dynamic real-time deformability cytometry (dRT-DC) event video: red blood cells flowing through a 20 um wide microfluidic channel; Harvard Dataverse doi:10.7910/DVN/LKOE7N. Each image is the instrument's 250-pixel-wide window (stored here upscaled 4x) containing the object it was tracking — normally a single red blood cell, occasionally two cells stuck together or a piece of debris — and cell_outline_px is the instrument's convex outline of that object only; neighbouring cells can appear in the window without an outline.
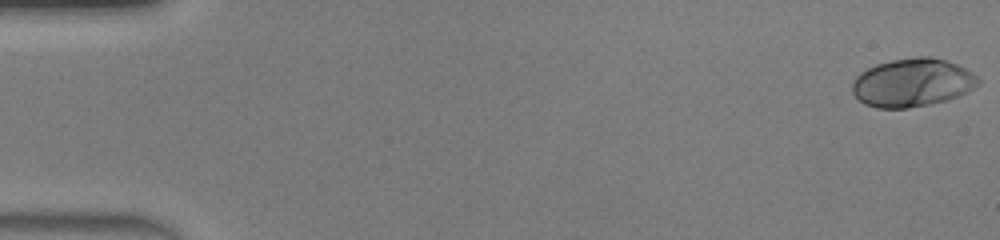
{"species": "human", "species_latin": "Homo sapiens", "temperature_condition": "warm", "stored_images_in_passage": 49, "camera_frame_rate_fps": 3000, "um_per_image_px": 0.085, "donor": {"sex": "male"}, "frame": {"image": 1, "passage_image": 1, "time_ms": 0.0, "image_size_px": [1000, 240], "cell_outline_px": [[980, 84], [948, 100], [908, 108], [876, 108], [864, 104], [852, 92], [852, 80], [860, 72], [876, 64], [892, 60], [916, 56], [928, 56], [944, 60], [956, 64], [972, 72], [980, 80]], "centroid_in_image_um": [77.51, 7.02], "position_along_channel_um": 7.5, "area_um2": 35.32}}
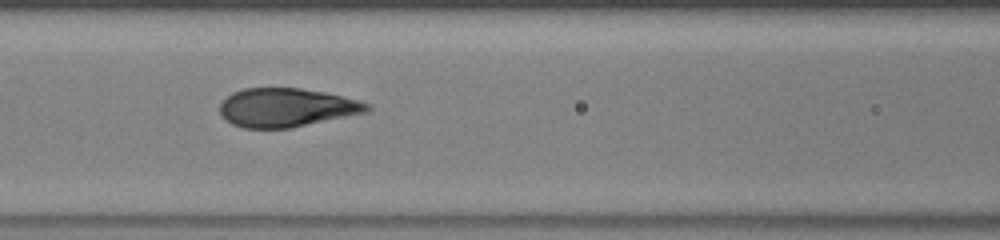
{"frame": {"image": 2, "passage_image": 22, "time_ms": 7.0, "image_size_px": [1000, 240], "cell_outline_px": [[372, 108], [368, 112], [288, 128], [244, 128], [232, 124], [220, 112], [220, 104], [232, 92], [244, 88], [300, 88], [324, 92], [356, 100], [368, 104]], "centroid_in_image_um": [24.34, 9.14], "position_along_channel_um": 142.3, "area_um2": 32.77}}
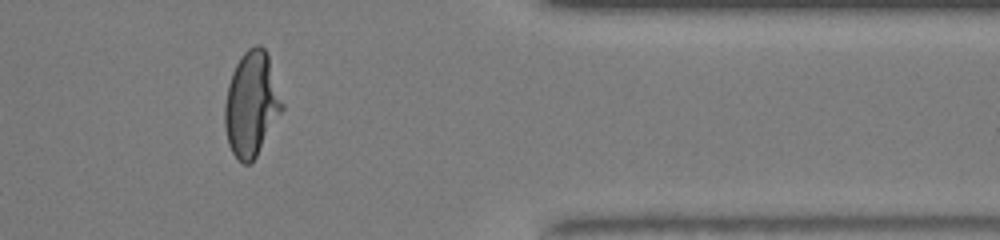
{"frame": {"image": 3, "passage_image": 41, "time_ms": 13.333, "image_size_px": [1000, 240], "cell_outline_px": [[284, 108], [256, 156], [248, 164], [244, 164], [232, 152], [228, 144], [224, 128], [224, 104], [228, 84], [232, 72], [240, 56], [248, 48], [256, 44], [260, 44], [268, 52], [284, 104]], "centroid_in_image_um": [21.38, 8.8], "position_along_channel_um": 390.0, "area_um2": 35.2}, "authors_computed_cell_mechanics": {"area_um2": 34.3332, "velocity_mm_per_s": 4.2272, "shape_relaxation_time_tau1_ms": 4.1276, "shape_relaxation_time_tau2_ms": null, "deformation_change_tau1": 0.2262, "deformation_change_tau2": null}}